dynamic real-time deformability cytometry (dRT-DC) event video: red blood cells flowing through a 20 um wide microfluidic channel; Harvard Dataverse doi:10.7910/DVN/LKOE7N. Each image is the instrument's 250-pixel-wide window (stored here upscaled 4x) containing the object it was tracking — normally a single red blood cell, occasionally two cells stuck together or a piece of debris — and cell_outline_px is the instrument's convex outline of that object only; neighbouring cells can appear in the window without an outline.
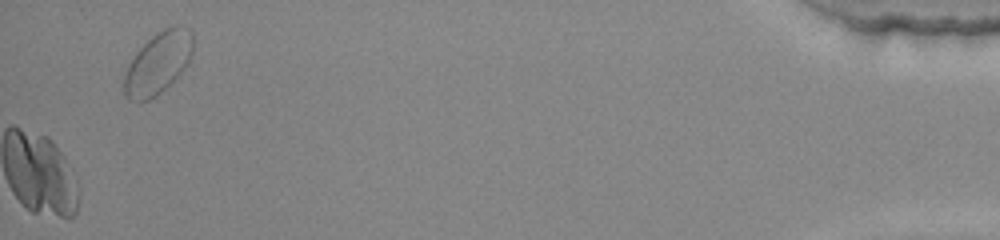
{"species": "common noctule bat (a hibernating species)", "species_latin": "Nyctalus noctula", "temperature_condition": "warm", "stored_images_in_passage": 41, "camera_frame_rate_fps": 3000, "um_per_image_px": 0.085, "animal": {"sex": "female", "body_mass_g": 22.0, "forearm_length_mm": 56.7}, "frame": {"image": 1, "passage_image": 41, "time_ms": 13.333, "image_size_px": [1000, 240], "cell_outline_px": [[192, 52], [188, 64], [156, 96], [148, 100], [128, 100], [124, 92], [124, 72], [128, 64], [136, 52], [152, 36], [164, 28], [176, 24], [180, 24], [188, 28], [192, 32]], "centroid_in_image_um": [13.42, 5.33], "position_along_channel_um": 421.8, "area_um2": 24.57}}